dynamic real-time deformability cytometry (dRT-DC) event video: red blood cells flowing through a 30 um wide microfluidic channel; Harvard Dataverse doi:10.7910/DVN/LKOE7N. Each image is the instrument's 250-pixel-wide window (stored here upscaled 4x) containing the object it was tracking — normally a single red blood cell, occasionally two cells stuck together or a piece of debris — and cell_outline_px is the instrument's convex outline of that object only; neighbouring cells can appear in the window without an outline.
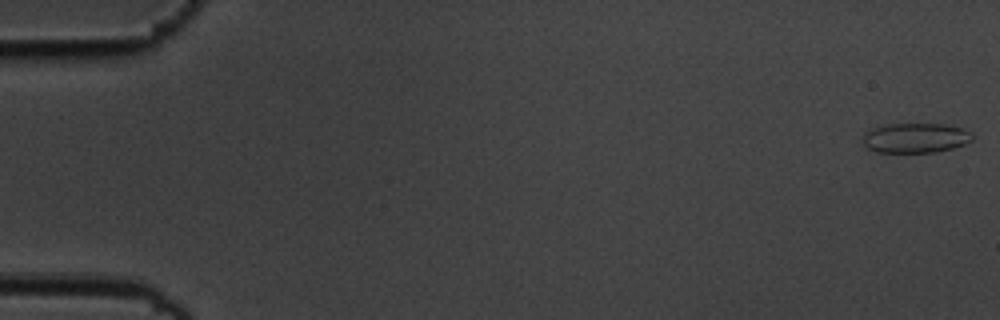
{"species": "common noctule bat (a hibernating species)", "species_latin": "Nyctalus noctula", "temperature_condition": "cold", "stored_images_in_passage": 17, "camera_frame_rate_fps": 3000, "um_per_image_px": 0.085, "animal": {"sex": "male", "body_mass_g": 19.5, "forearm_length_mm": 54.6}, "frame": {"image": 1, "passage_image": 1, "time_ms": 0.0, "image_size_px": [1000, 320], "cell_outline_px": [[972, 140], [964, 144], [952, 148], [936, 152], [876, 152], [868, 148], [860, 140], [864, 132], [872, 128], [888, 124], [944, 124], [960, 128], [972, 132]], "centroid_in_image_um": [77.77, 11.72], "position_along_channel_um": 7.2, "area_um2": 19.07}}
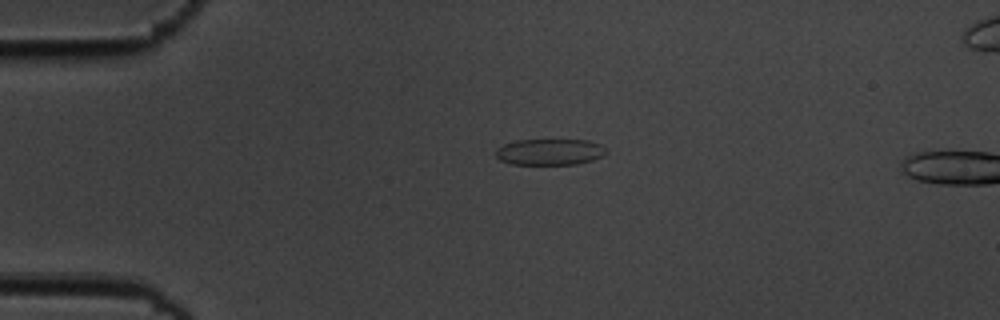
{"frame": {"image": 2, "passage_image": 13, "time_ms": 4.0, "image_size_px": [1000, 320], "cell_outline_px": [[608, 152], [604, 156], [592, 160], [576, 164], [512, 164], [500, 160], [496, 156], [496, 148], [504, 144], [516, 140], [588, 140], [600, 144]], "centroid_in_image_um": [46.74, 12.91], "position_along_channel_um": 38.3, "area_um2": 16.88}}